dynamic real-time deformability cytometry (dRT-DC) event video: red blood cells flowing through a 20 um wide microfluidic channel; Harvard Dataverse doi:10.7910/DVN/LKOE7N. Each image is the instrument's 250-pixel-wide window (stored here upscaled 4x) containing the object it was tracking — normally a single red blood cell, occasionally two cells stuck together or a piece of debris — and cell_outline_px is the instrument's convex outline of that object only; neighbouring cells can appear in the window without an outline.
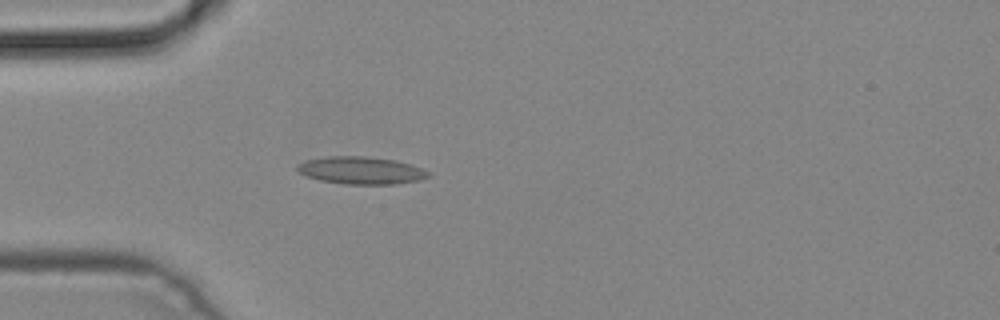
{"species": "common noctule bat (a hibernating species)", "species_latin": "Nyctalus noctula", "temperature_condition": "cold", "stored_images_in_passage": 2, "camera_frame_rate_fps": 3000, "um_per_image_px": 0.085, "animal": {"sex": "male", "body_mass_g": 19.2, "forearm_length_mm": 51.8}, "frame": {"image": 1, "passage_image": 2, "time_ms": 0.333, "image_size_px": [1000, 320], "cell_outline_px": [[432, 176], [420, 180], [396, 184], [344, 184], [320, 180], [308, 176], [300, 172], [296, 168], [296, 164], [304, 160], [328, 156], [364, 156], [396, 160], [432, 172]], "centroid_in_image_um": [30.71, 14.48], "position_along_channel_um": 54.3, "area_um2": 21.04}}